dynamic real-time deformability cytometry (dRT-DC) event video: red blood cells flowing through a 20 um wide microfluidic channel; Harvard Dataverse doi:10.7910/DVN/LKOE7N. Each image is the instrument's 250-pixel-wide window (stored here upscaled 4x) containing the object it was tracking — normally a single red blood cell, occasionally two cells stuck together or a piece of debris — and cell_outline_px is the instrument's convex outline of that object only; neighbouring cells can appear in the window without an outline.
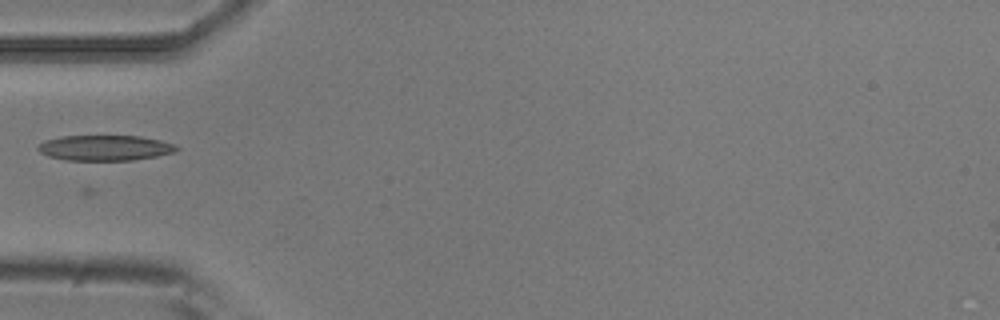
{"species": "common noctule bat (a hibernating species)", "species_latin": "Nyctalus noctula", "temperature_condition": "room temperature", "stored_images_in_passage": 2, "camera_frame_rate_fps": 3000, "um_per_image_px": 0.085, "animal": {"sex": "male", "body_mass_g": 20.5, "forearm_length_mm": 52.5}, "frame": {"image": 1, "passage_image": 2, "time_ms": 0.333, "image_size_px": [1000, 320], "cell_outline_px": [[180, 148], [176, 152], [156, 156], [132, 160], [64, 160], [48, 156], [40, 152], [36, 148], [44, 140], [60, 136], [140, 136], [160, 140], [176, 144]], "centroid_in_image_um": [8.93, 12.56], "position_along_channel_um": 76.1, "area_um2": 20.63}}